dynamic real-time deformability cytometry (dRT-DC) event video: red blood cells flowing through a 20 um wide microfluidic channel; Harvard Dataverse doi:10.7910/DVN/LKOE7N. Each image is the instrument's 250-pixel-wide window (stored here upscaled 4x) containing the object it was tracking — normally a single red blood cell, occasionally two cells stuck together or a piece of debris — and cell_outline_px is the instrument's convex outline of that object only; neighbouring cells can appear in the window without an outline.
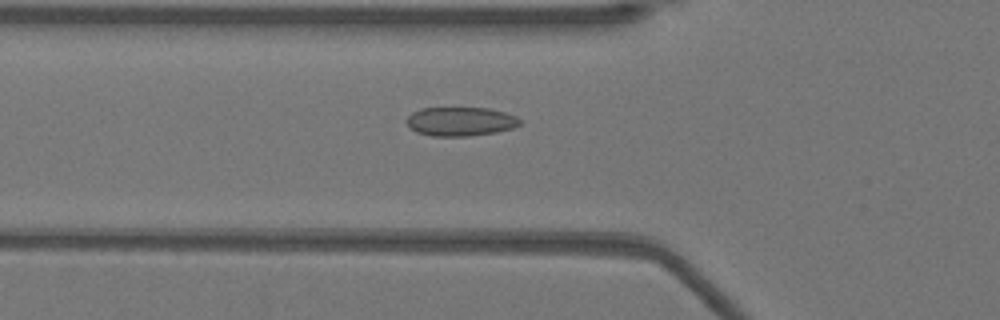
{"species": "Egyptian fruit bat (a non-hibernating species)", "species_latin": "Rousettus aegyptiacus", "temperature_condition": "warm", "stored_images_in_passage": 52, "camera_frame_rate_fps": 3000, "um_per_image_px": 0.085, "animal": {"sex": "female"}, "frame": {"image": 1, "passage_image": 18, "time_ms": 5.667, "image_size_px": [1000, 320], "cell_outline_px": [[520, 124], [512, 128], [496, 132], [468, 136], [432, 136], [416, 132], [408, 128], [404, 120], [412, 112], [420, 108], [488, 108], [504, 112], [516, 116], [520, 120]], "centroid_in_image_um": [39.08, 10.33], "position_along_channel_um": 86.7, "area_um2": 19.25}}
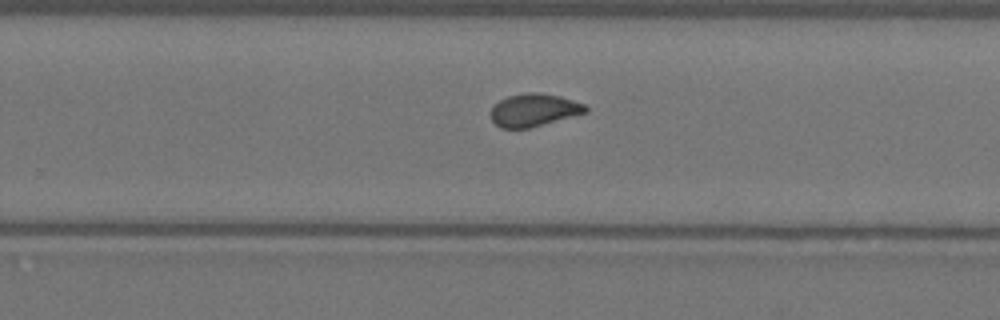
{"frame": {"image": 2, "passage_image": 33, "time_ms": 10.667, "image_size_px": [1000, 320], "cell_outline_px": [[588, 112], [528, 128], [500, 128], [492, 120], [488, 112], [492, 104], [508, 96], [524, 92], [540, 92], [560, 96], [588, 104]], "centroid_in_image_um": [45.36, 9.33], "position_along_channel_um": 284.4, "area_um2": 18.44}}
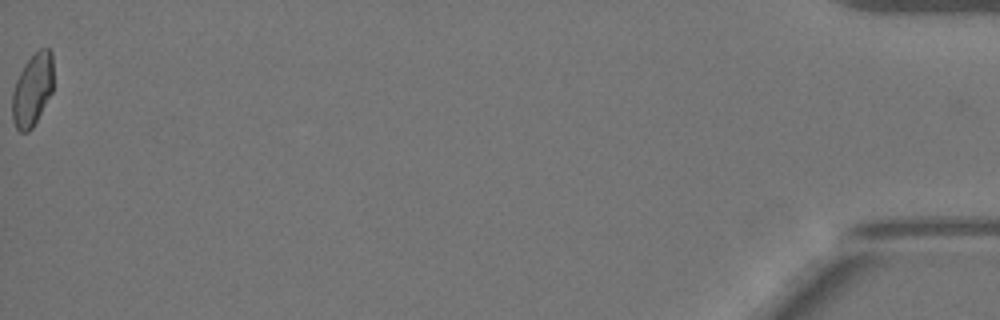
{"frame": {"image": 3, "passage_image": 52, "time_ms": 17.0, "image_size_px": [1000, 320], "cell_outline_px": [[52, 92], [32, 128], [28, 132], [20, 132], [16, 128], [12, 120], [12, 92], [16, 80], [24, 64], [40, 48], [48, 48], [52, 52]], "centroid_in_image_um": [2.74, 7.64], "position_along_channel_um": 432.5, "area_um2": 17.28}, "authors_computed_cell_mechanics": {"area_um2": 18.3804, "velocity_mm_per_s": 3.9498, "shape_relaxation_time_tau1_ms": null, "shape_relaxation_time_tau2_ms": 0.8744, "deformation_change_tau1": null, "deformation_change_tau2": 0.0557}}